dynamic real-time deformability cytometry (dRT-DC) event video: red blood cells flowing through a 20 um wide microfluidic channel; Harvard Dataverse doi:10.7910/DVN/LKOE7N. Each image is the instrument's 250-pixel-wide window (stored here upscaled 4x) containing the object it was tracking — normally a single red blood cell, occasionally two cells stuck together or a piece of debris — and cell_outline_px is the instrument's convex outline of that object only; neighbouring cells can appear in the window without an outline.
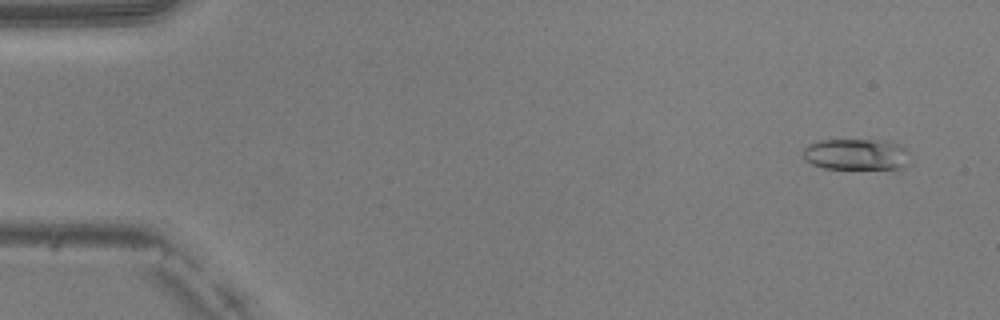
{"species": "common noctule bat (a hibernating species)", "species_latin": "Nyctalus noctula", "temperature_condition": "warm", "stored_images_in_passage": 15, "camera_frame_rate_fps": 3000, "um_per_image_px": 0.085, "animal": {"sex": "male", "body_mass_g": 20.5, "forearm_length_mm": 52.5}, "frame": {"image": 1, "passage_image": 3, "time_ms": 0.667, "image_size_px": [1000, 320], "cell_outline_px": [[912, 156], [908, 164], [904, 168], [896, 172], [824, 168], [812, 164], [804, 160], [804, 148], [808, 144], [820, 140], [884, 140], [900, 144]], "centroid_in_image_um": [72.91, 13.18], "position_along_channel_um": 12.1, "area_um2": 20.75}}
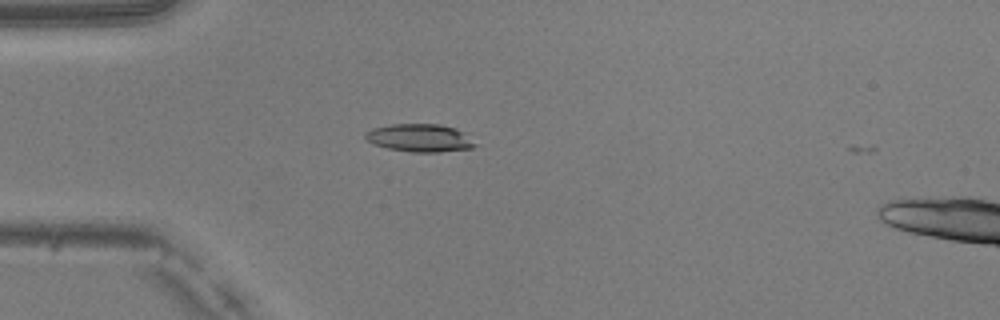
{"frame": {"image": 2, "passage_image": 14, "time_ms": 4.333, "image_size_px": [1000, 320], "cell_outline_px": [[480, 144], [472, 148], [440, 152], [412, 152], [388, 148], [372, 144], [364, 136], [364, 132], [372, 128], [392, 124], [440, 124], [456, 128], [464, 132]], "centroid_in_image_um": [35.72, 11.72], "position_along_channel_um": 49.3, "area_um2": 18.09}}